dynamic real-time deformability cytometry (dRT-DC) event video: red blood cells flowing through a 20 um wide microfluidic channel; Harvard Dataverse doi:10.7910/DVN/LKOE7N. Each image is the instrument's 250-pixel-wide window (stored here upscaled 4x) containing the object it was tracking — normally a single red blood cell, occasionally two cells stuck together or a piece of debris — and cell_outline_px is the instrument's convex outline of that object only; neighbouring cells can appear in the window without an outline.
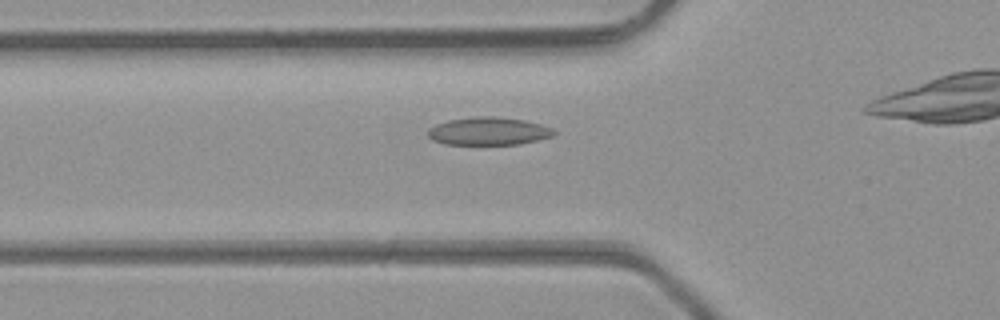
{"species": "common noctule bat (a hibernating species)", "species_latin": "Nyctalus noctula", "temperature_condition": "room temperature", "stored_images_in_passage": 36, "camera_frame_rate_fps": 3000, "um_per_image_px": 0.085, "animal": {"sex": "male", "body_mass_g": 23.1, "forearm_length_mm": 52.7}, "frame": {"image": 1, "passage_image": 12, "time_ms": 3.667, "image_size_px": [1000, 320], "cell_outline_px": [[556, 132], [552, 136], [520, 144], [444, 144], [432, 140], [428, 136], [428, 128], [436, 124], [448, 120], [476, 116], [492, 116], [524, 120], [540, 124], [552, 128]], "centroid_in_image_um": [41.49, 11.14], "position_along_channel_um": 84.3, "area_um2": 20.4}}
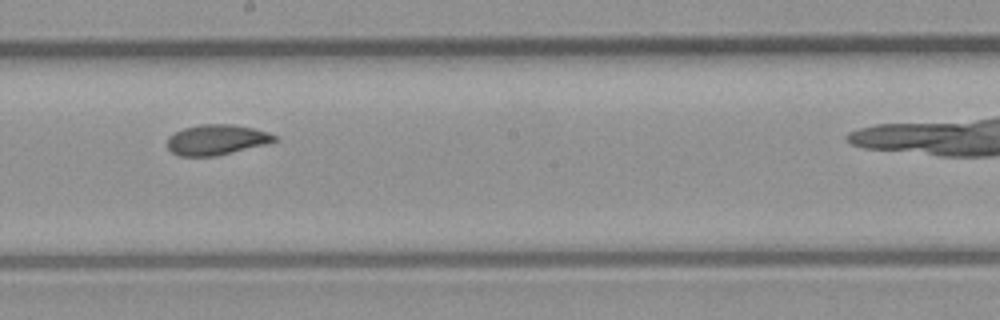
{"frame": {"image": 2, "passage_image": 22, "time_ms": 7.0, "image_size_px": [1000, 320], "cell_outline_px": [[276, 140], [264, 144], [216, 156], [180, 156], [172, 152], [168, 148], [168, 136], [184, 128], [200, 124], [232, 124], [252, 128], [268, 132], [276, 136]], "centroid_in_image_um": [18.37, 11.87], "position_along_channel_um": 229.8, "area_um2": 18.67}}
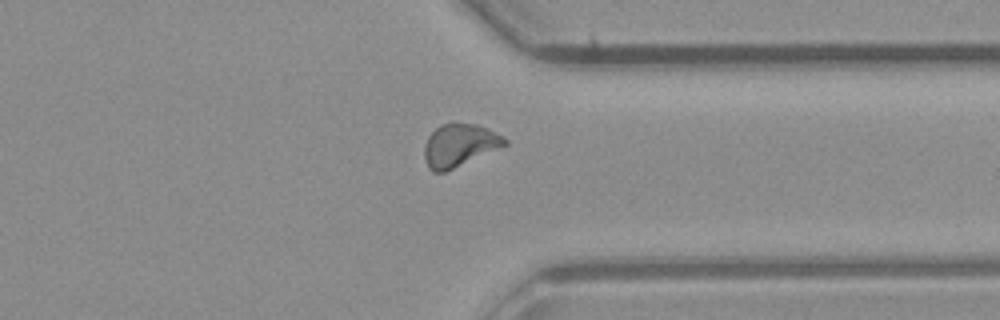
{"frame": {"image": 3, "passage_image": 32, "time_ms": 10.333, "image_size_px": [1000, 320], "cell_outline_px": [[508, 144], [444, 172], [432, 172], [428, 168], [424, 160], [424, 148], [428, 136], [440, 124], [452, 120], [456, 120], [476, 124], [508, 140]], "centroid_in_image_um": [38.99, 12.31], "position_along_channel_um": 372.4, "area_um2": 20.06}, "authors_computed_cell_mechanics": {"area_um2": 19.6231, "velocity_mm_per_s": 4.3267, "shape_relaxation_time_tau1_ms": 8.0661, "shape_relaxation_time_tau2_ms": 2.1036, "deformation_change_tau1": 0.1786, "deformation_change_tau2": 0.0576}}